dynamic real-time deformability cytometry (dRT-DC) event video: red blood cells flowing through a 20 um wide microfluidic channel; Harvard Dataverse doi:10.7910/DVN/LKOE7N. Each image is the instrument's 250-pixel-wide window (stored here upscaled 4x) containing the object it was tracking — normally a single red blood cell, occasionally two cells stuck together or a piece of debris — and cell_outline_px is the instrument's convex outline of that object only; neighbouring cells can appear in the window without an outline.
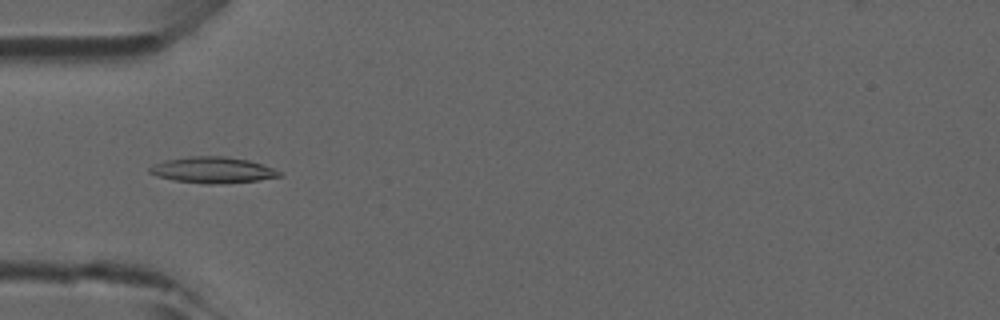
{"species": "common noctule bat (a hibernating species)", "species_latin": "Nyctalus noctula", "temperature_condition": "room temperature", "stored_images_in_passage": 47, "camera_frame_rate_fps": 3000, "um_per_image_px": 0.085, "animal": {"sex": "male", "forearm_length_mm": 52.5}, "frame": {"image": 1, "passage_image": 15, "time_ms": 4.667, "image_size_px": [1000, 320], "cell_outline_px": [[280, 176], [256, 180], [212, 184], [204, 184], [172, 180], [156, 176], [148, 172], [148, 168], [164, 160], [192, 156], [224, 156], [248, 160], [264, 164], [280, 172]], "centroid_in_image_um": [18.02, 14.44], "position_along_channel_um": 67.0, "area_um2": 19.54}}
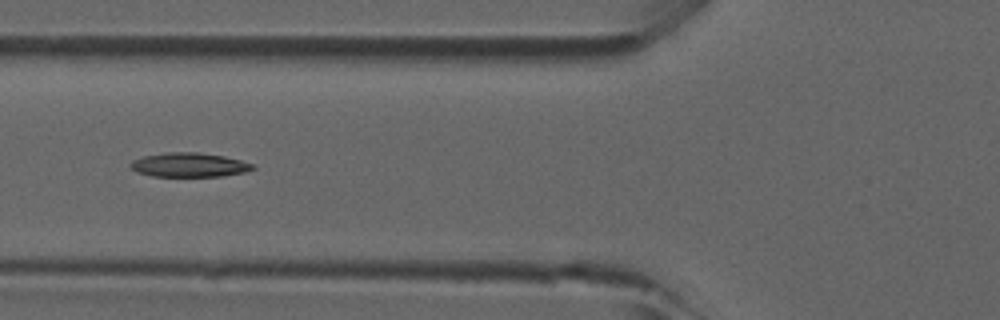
{"frame": {"image": 2, "passage_image": 18, "time_ms": 5.667, "image_size_px": [1000, 320], "cell_outline_px": [[256, 168], [244, 172], [220, 176], [152, 176], [136, 172], [128, 164], [132, 160], [144, 156], [164, 152], [196, 152], [224, 156], [240, 160], [252, 164]], "centroid_in_image_um": [16.04, 14.01], "position_along_channel_um": 109.8, "area_um2": 17.17}}
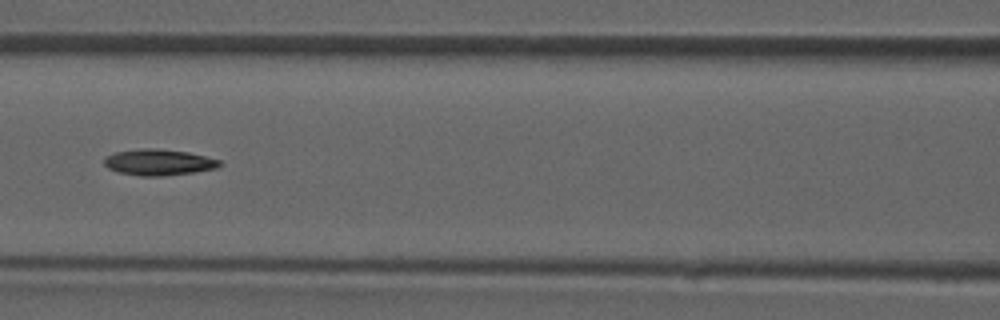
{"frame": {"image": 3, "passage_image": 21, "time_ms": 6.667, "image_size_px": [1000, 320], "cell_outline_px": [[220, 164], [216, 168], [192, 172], [160, 176], [140, 176], [116, 172], [108, 168], [104, 164], [104, 156], [116, 152], [140, 148], [156, 148], [188, 152], [220, 160]], "centroid_in_image_um": [13.42, 13.79], "position_along_channel_um": 153.2, "area_um2": 17.51}}